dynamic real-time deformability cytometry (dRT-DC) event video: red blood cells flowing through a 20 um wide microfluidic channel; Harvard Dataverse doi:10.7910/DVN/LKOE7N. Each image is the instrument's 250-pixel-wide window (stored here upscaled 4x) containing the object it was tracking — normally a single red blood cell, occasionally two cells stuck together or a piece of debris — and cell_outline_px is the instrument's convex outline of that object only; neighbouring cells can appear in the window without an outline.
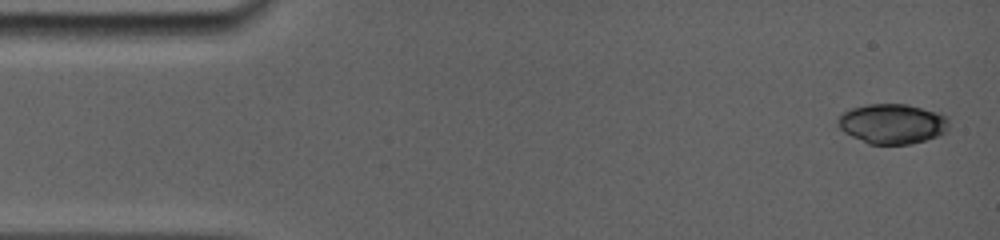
{"species": "common noctule bat (a hibernating species)", "species_latin": "Nyctalus noctula", "temperature_condition": "room temperature", "stored_images_in_passage": 5, "camera_frame_rate_fps": 5000, "um_per_image_px": 0.085, "animal": {"sex": "female", "body_mass_g": 19.0, "forearm_length_mm": 56.7}, "frame": {"image": 1, "passage_image": 1, "time_ms": 0.0, "image_size_px": [1000, 240], "cell_outline_px": [[948, 128], [944, 132], [936, 136], [924, 140], [908, 144], [868, 144], [844, 132], [840, 128], [836, 120], [844, 112], [852, 108], [868, 104], [908, 104], [936, 112], [948, 116]], "centroid_in_image_um": [75.84, 10.51], "position_along_channel_um": 9.2, "area_um2": 25.66}}
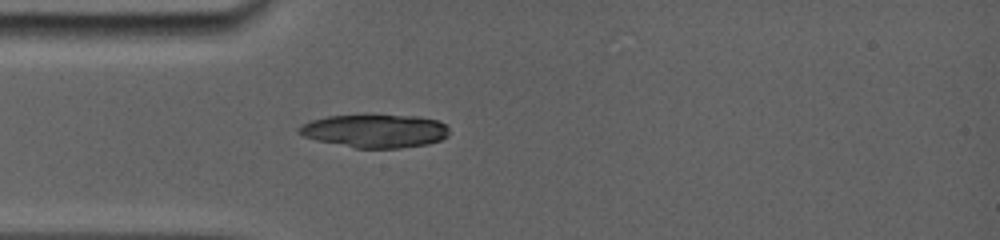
{"frame": {"image": 2, "passage_image": 4, "time_ms": 4.0, "image_size_px": [1000, 240], "cell_outline_px": [[448, 136], [440, 140], [428, 144], [400, 148], [356, 148], [316, 140], [304, 136], [296, 132], [296, 128], [300, 124], [312, 120], [328, 116], [364, 112], [420, 116], [436, 120], [444, 124], [448, 128]], "centroid_in_image_um": [31.84, 11.08], "position_along_channel_um": 53.2, "area_um2": 30.23}}